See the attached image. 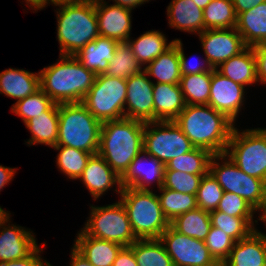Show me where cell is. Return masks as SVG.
I'll return each mask as SVG.
<instances>
[{
    "mask_svg": "<svg viewBox=\"0 0 266 266\" xmlns=\"http://www.w3.org/2000/svg\"><path fill=\"white\" fill-rule=\"evenodd\" d=\"M126 96V80L102 73L96 76L82 103L98 121L104 123L125 117Z\"/></svg>",
    "mask_w": 266,
    "mask_h": 266,
    "instance_id": "30bf717a",
    "label": "cell"
},
{
    "mask_svg": "<svg viewBox=\"0 0 266 266\" xmlns=\"http://www.w3.org/2000/svg\"><path fill=\"white\" fill-rule=\"evenodd\" d=\"M40 88V73L25 69L8 68L0 72V95L16 102L33 94Z\"/></svg>",
    "mask_w": 266,
    "mask_h": 266,
    "instance_id": "cb8c5ba5",
    "label": "cell"
},
{
    "mask_svg": "<svg viewBox=\"0 0 266 266\" xmlns=\"http://www.w3.org/2000/svg\"><path fill=\"white\" fill-rule=\"evenodd\" d=\"M130 37L127 42L132 48V53L137 61L145 67L160 54L169 49L175 40L169 41L161 30H149L143 32L139 37Z\"/></svg>",
    "mask_w": 266,
    "mask_h": 266,
    "instance_id": "f1b7e54d",
    "label": "cell"
},
{
    "mask_svg": "<svg viewBox=\"0 0 266 266\" xmlns=\"http://www.w3.org/2000/svg\"><path fill=\"white\" fill-rule=\"evenodd\" d=\"M46 243L39 245L30 255L20 260H12L0 263V266H53L48 260H45L41 255L44 252ZM43 247V248H42Z\"/></svg>",
    "mask_w": 266,
    "mask_h": 266,
    "instance_id": "bcb514c9",
    "label": "cell"
},
{
    "mask_svg": "<svg viewBox=\"0 0 266 266\" xmlns=\"http://www.w3.org/2000/svg\"><path fill=\"white\" fill-rule=\"evenodd\" d=\"M130 248L138 266H174L159 239H137Z\"/></svg>",
    "mask_w": 266,
    "mask_h": 266,
    "instance_id": "d6a6232c",
    "label": "cell"
},
{
    "mask_svg": "<svg viewBox=\"0 0 266 266\" xmlns=\"http://www.w3.org/2000/svg\"><path fill=\"white\" fill-rule=\"evenodd\" d=\"M89 217L81 228L88 236L130 247L137 238L123 204L89 205ZM87 221V222H86Z\"/></svg>",
    "mask_w": 266,
    "mask_h": 266,
    "instance_id": "9c48e42d",
    "label": "cell"
},
{
    "mask_svg": "<svg viewBox=\"0 0 266 266\" xmlns=\"http://www.w3.org/2000/svg\"><path fill=\"white\" fill-rule=\"evenodd\" d=\"M78 180L84 184L94 202L110 190L119 196L121 194V178L99 154L90 157Z\"/></svg>",
    "mask_w": 266,
    "mask_h": 266,
    "instance_id": "d6986e66",
    "label": "cell"
},
{
    "mask_svg": "<svg viewBox=\"0 0 266 266\" xmlns=\"http://www.w3.org/2000/svg\"><path fill=\"white\" fill-rule=\"evenodd\" d=\"M209 172L224 192L242 197L258 213L266 207V182L244 173L226 153L212 155Z\"/></svg>",
    "mask_w": 266,
    "mask_h": 266,
    "instance_id": "52a82bcc",
    "label": "cell"
},
{
    "mask_svg": "<svg viewBox=\"0 0 266 266\" xmlns=\"http://www.w3.org/2000/svg\"><path fill=\"white\" fill-rule=\"evenodd\" d=\"M212 227L223 230L235 242L247 238L257 229L258 218H239L221 211L210 212Z\"/></svg>",
    "mask_w": 266,
    "mask_h": 266,
    "instance_id": "e575fe53",
    "label": "cell"
},
{
    "mask_svg": "<svg viewBox=\"0 0 266 266\" xmlns=\"http://www.w3.org/2000/svg\"><path fill=\"white\" fill-rule=\"evenodd\" d=\"M114 2L113 4L119 5L121 7L129 8L131 10H134L138 8L139 6L143 5L141 3V0H108Z\"/></svg>",
    "mask_w": 266,
    "mask_h": 266,
    "instance_id": "db71d44e",
    "label": "cell"
},
{
    "mask_svg": "<svg viewBox=\"0 0 266 266\" xmlns=\"http://www.w3.org/2000/svg\"><path fill=\"white\" fill-rule=\"evenodd\" d=\"M210 255L221 266L229 257L235 241L223 230L211 227L204 240Z\"/></svg>",
    "mask_w": 266,
    "mask_h": 266,
    "instance_id": "b9f144b4",
    "label": "cell"
},
{
    "mask_svg": "<svg viewBox=\"0 0 266 266\" xmlns=\"http://www.w3.org/2000/svg\"><path fill=\"white\" fill-rule=\"evenodd\" d=\"M224 190L210 172L204 175L200 181L196 193L198 208L212 212L217 209L218 203L223 196Z\"/></svg>",
    "mask_w": 266,
    "mask_h": 266,
    "instance_id": "60d3db41",
    "label": "cell"
},
{
    "mask_svg": "<svg viewBox=\"0 0 266 266\" xmlns=\"http://www.w3.org/2000/svg\"><path fill=\"white\" fill-rule=\"evenodd\" d=\"M165 165L156 158L142 151L121 177V186L137 190H157L163 186ZM153 185V186H152ZM155 185V186H154ZM152 186V187H151Z\"/></svg>",
    "mask_w": 266,
    "mask_h": 266,
    "instance_id": "ac0fdd59",
    "label": "cell"
},
{
    "mask_svg": "<svg viewBox=\"0 0 266 266\" xmlns=\"http://www.w3.org/2000/svg\"><path fill=\"white\" fill-rule=\"evenodd\" d=\"M10 218L9 211L0 221V263L23 259L38 247L35 233L13 224Z\"/></svg>",
    "mask_w": 266,
    "mask_h": 266,
    "instance_id": "9a60e30c",
    "label": "cell"
},
{
    "mask_svg": "<svg viewBox=\"0 0 266 266\" xmlns=\"http://www.w3.org/2000/svg\"><path fill=\"white\" fill-rule=\"evenodd\" d=\"M256 59V76L261 85H266V43L252 46Z\"/></svg>",
    "mask_w": 266,
    "mask_h": 266,
    "instance_id": "7dc6e473",
    "label": "cell"
},
{
    "mask_svg": "<svg viewBox=\"0 0 266 266\" xmlns=\"http://www.w3.org/2000/svg\"><path fill=\"white\" fill-rule=\"evenodd\" d=\"M193 148L174 121H153L144 125L143 151L164 165Z\"/></svg>",
    "mask_w": 266,
    "mask_h": 266,
    "instance_id": "8fae6325",
    "label": "cell"
},
{
    "mask_svg": "<svg viewBox=\"0 0 266 266\" xmlns=\"http://www.w3.org/2000/svg\"><path fill=\"white\" fill-rule=\"evenodd\" d=\"M56 63L43 67L40 88L56 104L82 102L94 85L97 74L73 55H59Z\"/></svg>",
    "mask_w": 266,
    "mask_h": 266,
    "instance_id": "7a4b0ae2",
    "label": "cell"
},
{
    "mask_svg": "<svg viewBox=\"0 0 266 266\" xmlns=\"http://www.w3.org/2000/svg\"><path fill=\"white\" fill-rule=\"evenodd\" d=\"M258 221H261L264 223V226H266V207L264 209H262L259 213H258ZM262 233V235L265 237L266 239V233L260 231Z\"/></svg>",
    "mask_w": 266,
    "mask_h": 266,
    "instance_id": "9f6ffc18",
    "label": "cell"
},
{
    "mask_svg": "<svg viewBox=\"0 0 266 266\" xmlns=\"http://www.w3.org/2000/svg\"><path fill=\"white\" fill-rule=\"evenodd\" d=\"M144 125L125 117L102 123L98 154L120 178L143 151Z\"/></svg>",
    "mask_w": 266,
    "mask_h": 266,
    "instance_id": "3957f363",
    "label": "cell"
},
{
    "mask_svg": "<svg viewBox=\"0 0 266 266\" xmlns=\"http://www.w3.org/2000/svg\"><path fill=\"white\" fill-rule=\"evenodd\" d=\"M159 240L174 266H220L210 255L203 240L181 234L171 225L162 233Z\"/></svg>",
    "mask_w": 266,
    "mask_h": 266,
    "instance_id": "7c38bea8",
    "label": "cell"
},
{
    "mask_svg": "<svg viewBox=\"0 0 266 266\" xmlns=\"http://www.w3.org/2000/svg\"><path fill=\"white\" fill-rule=\"evenodd\" d=\"M216 70L223 76L245 87L257 85L256 59L252 47L224 61Z\"/></svg>",
    "mask_w": 266,
    "mask_h": 266,
    "instance_id": "4316f807",
    "label": "cell"
},
{
    "mask_svg": "<svg viewBox=\"0 0 266 266\" xmlns=\"http://www.w3.org/2000/svg\"><path fill=\"white\" fill-rule=\"evenodd\" d=\"M31 137L25 141L28 146L43 144L53 148L56 146L59 129V104L53 103L38 118L24 123Z\"/></svg>",
    "mask_w": 266,
    "mask_h": 266,
    "instance_id": "d4e9b609",
    "label": "cell"
},
{
    "mask_svg": "<svg viewBox=\"0 0 266 266\" xmlns=\"http://www.w3.org/2000/svg\"><path fill=\"white\" fill-rule=\"evenodd\" d=\"M59 55H75L99 37L95 0L55 9Z\"/></svg>",
    "mask_w": 266,
    "mask_h": 266,
    "instance_id": "277c9868",
    "label": "cell"
},
{
    "mask_svg": "<svg viewBox=\"0 0 266 266\" xmlns=\"http://www.w3.org/2000/svg\"><path fill=\"white\" fill-rule=\"evenodd\" d=\"M53 103L52 99L39 88L33 94L13 103L10 112L20 117L23 123H26L30 119L38 118Z\"/></svg>",
    "mask_w": 266,
    "mask_h": 266,
    "instance_id": "ab89813d",
    "label": "cell"
},
{
    "mask_svg": "<svg viewBox=\"0 0 266 266\" xmlns=\"http://www.w3.org/2000/svg\"><path fill=\"white\" fill-rule=\"evenodd\" d=\"M149 1H151V0H141V3L142 4L147 3V2L149 3Z\"/></svg>",
    "mask_w": 266,
    "mask_h": 266,
    "instance_id": "680465c9",
    "label": "cell"
},
{
    "mask_svg": "<svg viewBox=\"0 0 266 266\" xmlns=\"http://www.w3.org/2000/svg\"><path fill=\"white\" fill-rule=\"evenodd\" d=\"M248 89L213 69L208 105L236 123L240 112L245 109L243 105L246 104L245 101L248 99L245 96Z\"/></svg>",
    "mask_w": 266,
    "mask_h": 266,
    "instance_id": "5bb4252c",
    "label": "cell"
},
{
    "mask_svg": "<svg viewBox=\"0 0 266 266\" xmlns=\"http://www.w3.org/2000/svg\"><path fill=\"white\" fill-rule=\"evenodd\" d=\"M102 123L82 102L59 104V129L56 145L98 154Z\"/></svg>",
    "mask_w": 266,
    "mask_h": 266,
    "instance_id": "5b68a950",
    "label": "cell"
},
{
    "mask_svg": "<svg viewBox=\"0 0 266 266\" xmlns=\"http://www.w3.org/2000/svg\"><path fill=\"white\" fill-rule=\"evenodd\" d=\"M170 225L181 234L203 241L212 227L210 213L198 207L177 216Z\"/></svg>",
    "mask_w": 266,
    "mask_h": 266,
    "instance_id": "4dcf8cb0",
    "label": "cell"
},
{
    "mask_svg": "<svg viewBox=\"0 0 266 266\" xmlns=\"http://www.w3.org/2000/svg\"><path fill=\"white\" fill-rule=\"evenodd\" d=\"M119 42L105 37H97L73 55L83 66L97 75L105 73Z\"/></svg>",
    "mask_w": 266,
    "mask_h": 266,
    "instance_id": "484cf974",
    "label": "cell"
},
{
    "mask_svg": "<svg viewBox=\"0 0 266 266\" xmlns=\"http://www.w3.org/2000/svg\"><path fill=\"white\" fill-rule=\"evenodd\" d=\"M86 0H48V5L55 6V8L75 5L81 2H85Z\"/></svg>",
    "mask_w": 266,
    "mask_h": 266,
    "instance_id": "11a10c76",
    "label": "cell"
},
{
    "mask_svg": "<svg viewBox=\"0 0 266 266\" xmlns=\"http://www.w3.org/2000/svg\"><path fill=\"white\" fill-rule=\"evenodd\" d=\"M178 39V54H179V60H180V72H181V76L183 75H189V74H199L202 72H211L213 70V67L210 65V63L208 62V60L204 57L199 59V61L197 62V58L195 59L196 63H194L193 60V56L190 58H187V56H185V52H184V46H183V42L181 39L179 38H175L174 40ZM189 59V60H188ZM192 61V62H191Z\"/></svg>",
    "mask_w": 266,
    "mask_h": 266,
    "instance_id": "f6af8a7d",
    "label": "cell"
},
{
    "mask_svg": "<svg viewBox=\"0 0 266 266\" xmlns=\"http://www.w3.org/2000/svg\"><path fill=\"white\" fill-rule=\"evenodd\" d=\"M143 70L144 67L133 55L129 43L119 42L104 74L127 80L132 75L141 73Z\"/></svg>",
    "mask_w": 266,
    "mask_h": 266,
    "instance_id": "74e56055",
    "label": "cell"
},
{
    "mask_svg": "<svg viewBox=\"0 0 266 266\" xmlns=\"http://www.w3.org/2000/svg\"><path fill=\"white\" fill-rule=\"evenodd\" d=\"M112 266H138L133 250L130 247H123Z\"/></svg>",
    "mask_w": 266,
    "mask_h": 266,
    "instance_id": "c3c4849f",
    "label": "cell"
},
{
    "mask_svg": "<svg viewBox=\"0 0 266 266\" xmlns=\"http://www.w3.org/2000/svg\"><path fill=\"white\" fill-rule=\"evenodd\" d=\"M264 1L266 0H232L237 16L244 11L258 6Z\"/></svg>",
    "mask_w": 266,
    "mask_h": 266,
    "instance_id": "f907efd6",
    "label": "cell"
},
{
    "mask_svg": "<svg viewBox=\"0 0 266 266\" xmlns=\"http://www.w3.org/2000/svg\"><path fill=\"white\" fill-rule=\"evenodd\" d=\"M201 42L203 55L213 69L224 61L238 55L247 46L236 27L231 29H207L197 35Z\"/></svg>",
    "mask_w": 266,
    "mask_h": 266,
    "instance_id": "4fadbf2b",
    "label": "cell"
},
{
    "mask_svg": "<svg viewBox=\"0 0 266 266\" xmlns=\"http://www.w3.org/2000/svg\"><path fill=\"white\" fill-rule=\"evenodd\" d=\"M174 122L195 148L208 150L213 155L226 152L236 126L210 105L187 104Z\"/></svg>",
    "mask_w": 266,
    "mask_h": 266,
    "instance_id": "6da1fadb",
    "label": "cell"
},
{
    "mask_svg": "<svg viewBox=\"0 0 266 266\" xmlns=\"http://www.w3.org/2000/svg\"><path fill=\"white\" fill-rule=\"evenodd\" d=\"M70 264L69 266H94L73 246H71Z\"/></svg>",
    "mask_w": 266,
    "mask_h": 266,
    "instance_id": "816d5d0a",
    "label": "cell"
},
{
    "mask_svg": "<svg viewBox=\"0 0 266 266\" xmlns=\"http://www.w3.org/2000/svg\"><path fill=\"white\" fill-rule=\"evenodd\" d=\"M225 153L244 173L266 182L265 127L239 130L236 123Z\"/></svg>",
    "mask_w": 266,
    "mask_h": 266,
    "instance_id": "ba28073f",
    "label": "cell"
},
{
    "mask_svg": "<svg viewBox=\"0 0 266 266\" xmlns=\"http://www.w3.org/2000/svg\"><path fill=\"white\" fill-rule=\"evenodd\" d=\"M216 210L239 218H256L255 214L258 213L242 197L229 192L223 193Z\"/></svg>",
    "mask_w": 266,
    "mask_h": 266,
    "instance_id": "ee69618b",
    "label": "cell"
},
{
    "mask_svg": "<svg viewBox=\"0 0 266 266\" xmlns=\"http://www.w3.org/2000/svg\"><path fill=\"white\" fill-rule=\"evenodd\" d=\"M154 121H174L187 105L179 84L154 83Z\"/></svg>",
    "mask_w": 266,
    "mask_h": 266,
    "instance_id": "603a6c76",
    "label": "cell"
},
{
    "mask_svg": "<svg viewBox=\"0 0 266 266\" xmlns=\"http://www.w3.org/2000/svg\"><path fill=\"white\" fill-rule=\"evenodd\" d=\"M199 8L202 10L212 1V0H192Z\"/></svg>",
    "mask_w": 266,
    "mask_h": 266,
    "instance_id": "6f0895ef",
    "label": "cell"
},
{
    "mask_svg": "<svg viewBox=\"0 0 266 266\" xmlns=\"http://www.w3.org/2000/svg\"><path fill=\"white\" fill-rule=\"evenodd\" d=\"M21 2L22 4L25 3L24 5H26L29 10H34L35 12L33 11V13H36V11L38 12V10L41 11L48 6V0H22Z\"/></svg>",
    "mask_w": 266,
    "mask_h": 266,
    "instance_id": "f5cc1de1",
    "label": "cell"
},
{
    "mask_svg": "<svg viewBox=\"0 0 266 266\" xmlns=\"http://www.w3.org/2000/svg\"><path fill=\"white\" fill-rule=\"evenodd\" d=\"M109 3L106 0H95L99 35L127 42L131 37L133 10Z\"/></svg>",
    "mask_w": 266,
    "mask_h": 266,
    "instance_id": "e0dca14e",
    "label": "cell"
},
{
    "mask_svg": "<svg viewBox=\"0 0 266 266\" xmlns=\"http://www.w3.org/2000/svg\"><path fill=\"white\" fill-rule=\"evenodd\" d=\"M155 190L124 187L119 201L123 204L137 239H159L170 225L165 218Z\"/></svg>",
    "mask_w": 266,
    "mask_h": 266,
    "instance_id": "8992f818",
    "label": "cell"
},
{
    "mask_svg": "<svg viewBox=\"0 0 266 266\" xmlns=\"http://www.w3.org/2000/svg\"><path fill=\"white\" fill-rule=\"evenodd\" d=\"M157 197L165 218L172 222L177 216L197 208L196 195L184 194L164 188L158 189Z\"/></svg>",
    "mask_w": 266,
    "mask_h": 266,
    "instance_id": "8d00e7d4",
    "label": "cell"
},
{
    "mask_svg": "<svg viewBox=\"0 0 266 266\" xmlns=\"http://www.w3.org/2000/svg\"><path fill=\"white\" fill-rule=\"evenodd\" d=\"M153 83L179 84L181 79L178 39L164 53L144 67Z\"/></svg>",
    "mask_w": 266,
    "mask_h": 266,
    "instance_id": "f546056e",
    "label": "cell"
},
{
    "mask_svg": "<svg viewBox=\"0 0 266 266\" xmlns=\"http://www.w3.org/2000/svg\"><path fill=\"white\" fill-rule=\"evenodd\" d=\"M211 78L212 71L181 76L179 85L186 104L208 105Z\"/></svg>",
    "mask_w": 266,
    "mask_h": 266,
    "instance_id": "836d02e7",
    "label": "cell"
},
{
    "mask_svg": "<svg viewBox=\"0 0 266 266\" xmlns=\"http://www.w3.org/2000/svg\"><path fill=\"white\" fill-rule=\"evenodd\" d=\"M127 96L125 101V118L144 123L154 121V83L143 70L126 80Z\"/></svg>",
    "mask_w": 266,
    "mask_h": 266,
    "instance_id": "2e32d148",
    "label": "cell"
},
{
    "mask_svg": "<svg viewBox=\"0 0 266 266\" xmlns=\"http://www.w3.org/2000/svg\"><path fill=\"white\" fill-rule=\"evenodd\" d=\"M204 29H231L237 25L232 0H212L204 9Z\"/></svg>",
    "mask_w": 266,
    "mask_h": 266,
    "instance_id": "d590c367",
    "label": "cell"
},
{
    "mask_svg": "<svg viewBox=\"0 0 266 266\" xmlns=\"http://www.w3.org/2000/svg\"><path fill=\"white\" fill-rule=\"evenodd\" d=\"M73 243V247L94 266H112L117 254L123 246L88 236L80 229Z\"/></svg>",
    "mask_w": 266,
    "mask_h": 266,
    "instance_id": "7402d4cb",
    "label": "cell"
},
{
    "mask_svg": "<svg viewBox=\"0 0 266 266\" xmlns=\"http://www.w3.org/2000/svg\"><path fill=\"white\" fill-rule=\"evenodd\" d=\"M18 167H8L0 164V192L13 181Z\"/></svg>",
    "mask_w": 266,
    "mask_h": 266,
    "instance_id": "681fc988",
    "label": "cell"
},
{
    "mask_svg": "<svg viewBox=\"0 0 266 266\" xmlns=\"http://www.w3.org/2000/svg\"><path fill=\"white\" fill-rule=\"evenodd\" d=\"M166 10L170 28L196 36L205 30L203 10L192 0H171Z\"/></svg>",
    "mask_w": 266,
    "mask_h": 266,
    "instance_id": "44dd1931",
    "label": "cell"
},
{
    "mask_svg": "<svg viewBox=\"0 0 266 266\" xmlns=\"http://www.w3.org/2000/svg\"><path fill=\"white\" fill-rule=\"evenodd\" d=\"M212 153L202 148H193L176 158L171 159L164 170H175L193 175H206Z\"/></svg>",
    "mask_w": 266,
    "mask_h": 266,
    "instance_id": "f35d334b",
    "label": "cell"
},
{
    "mask_svg": "<svg viewBox=\"0 0 266 266\" xmlns=\"http://www.w3.org/2000/svg\"><path fill=\"white\" fill-rule=\"evenodd\" d=\"M236 29L248 47L266 43V1L240 13Z\"/></svg>",
    "mask_w": 266,
    "mask_h": 266,
    "instance_id": "83f0119b",
    "label": "cell"
},
{
    "mask_svg": "<svg viewBox=\"0 0 266 266\" xmlns=\"http://www.w3.org/2000/svg\"><path fill=\"white\" fill-rule=\"evenodd\" d=\"M52 149L57 151L56 165L58 171L64 174L70 180H78L82 175L84 168L92 153L86 151L67 147L64 145H56Z\"/></svg>",
    "mask_w": 266,
    "mask_h": 266,
    "instance_id": "1f68e13d",
    "label": "cell"
},
{
    "mask_svg": "<svg viewBox=\"0 0 266 266\" xmlns=\"http://www.w3.org/2000/svg\"><path fill=\"white\" fill-rule=\"evenodd\" d=\"M221 266H266V239L259 229L235 242L228 259Z\"/></svg>",
    "mask_w": 266,
    "mask_h": 266,
    "instance_id": "ffe728a7",
    "label": "cell"
},
{
    "mask_svg": "<svg viewBox=\"0 0 266 266\" xmlns=\"http://www.w3.org/2000/svg\"><path fill=\"white\" fill-rule=\"evenodd\" d=\"M203 176L175 170H164L163 187L184 194L196 195Z\"/></svg>",
    "mask_w": 266,
    "mask_h": 266,
    "instance_id": "7bdbcfd3",
    "label": "cell"
}]
</instances>
